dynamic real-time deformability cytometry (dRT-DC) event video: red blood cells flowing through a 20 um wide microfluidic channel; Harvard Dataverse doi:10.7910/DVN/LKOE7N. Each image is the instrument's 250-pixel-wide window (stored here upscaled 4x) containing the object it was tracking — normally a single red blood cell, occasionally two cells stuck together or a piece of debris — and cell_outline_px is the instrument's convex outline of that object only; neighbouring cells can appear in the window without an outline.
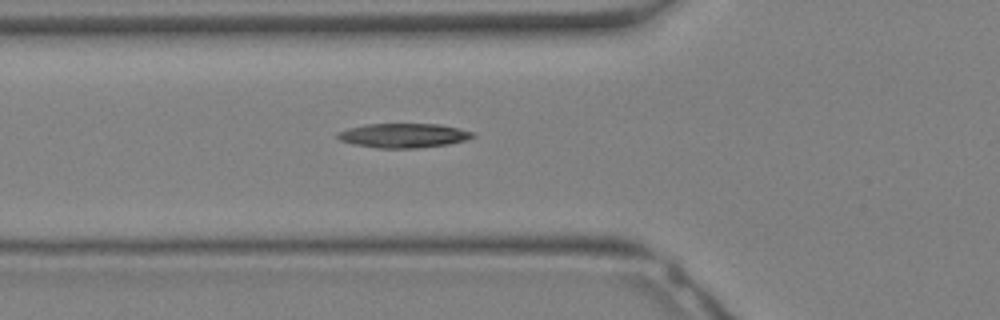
{"species": "Egyptian fruit bat (a non-hibernating species)", "species_latin": "Rousettus aegyptiacus", "temperature_condition": "warm", "stored_images_in_passage": 17, "camera_frame_rate_fps": 3000, "um_per_image_px": 0.085, "animal": {"sex": "female"}, "frame": {"image": 1, "passage_image": 7, "time_ms": 2.0, "image_size_px": [1000, 320], "cell_outline_px": [[476, 136], [468, 140], [448, 144], [416, 148], [380, 148], [352, 144], [340, 140], [336, 136], [336, 132], [348, 128], [368, 124], [440, 124], [476, 132]], "centroid_in_image_um": [34.33, 11.52], "position_along_channel_um": 91.5, "area_um2": 19.31}}
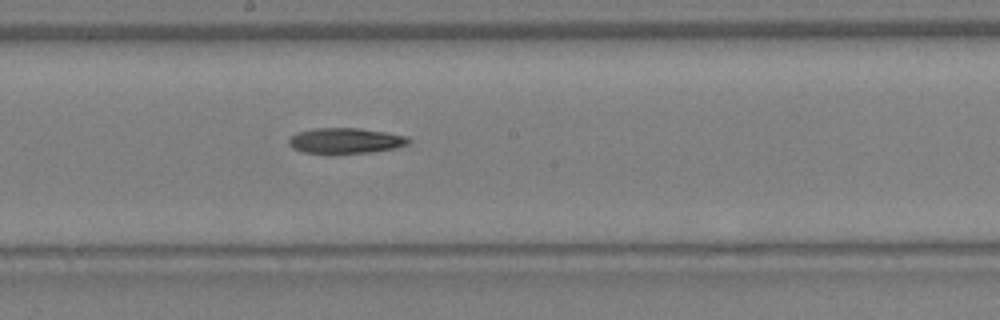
{"frame": {"image": 2, "passage_image": 13, "time_ms": 4.0, "image_size_px": [1000, 320], "cell_outline_px": [[412, 140], [408, 144], [396, 148], [368, 152], [328, 156], [304, 152], [292, 148], [288, 144], [288, 140], [296, 132], [316, 128], [360, 128], [408, 136]], "centroid_in_image_um": [29.33, 11.99], "position_along_channel_um": 218.9, "area_um2": 18.44}}
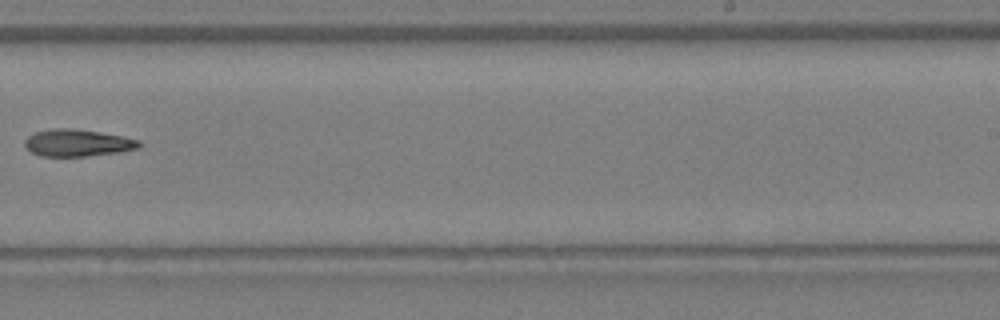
{"frame": {"image": 3, "passage_image": 16, "time_ms": 5.0, "image_size_px": [1000, 320], "cell_outline_px": [[140, 148], [120, 152], [84, 156], [40, 156], [32, 152], [24, 144], [24, 140], [28, 136], [36, 132], [52, 128], [68, 128], [100, 132], [140, 140]], "centroid_in_image_um": [6.58, 12.14], "position_along_channel_um": 282.4, "area_um2": 17.86}}